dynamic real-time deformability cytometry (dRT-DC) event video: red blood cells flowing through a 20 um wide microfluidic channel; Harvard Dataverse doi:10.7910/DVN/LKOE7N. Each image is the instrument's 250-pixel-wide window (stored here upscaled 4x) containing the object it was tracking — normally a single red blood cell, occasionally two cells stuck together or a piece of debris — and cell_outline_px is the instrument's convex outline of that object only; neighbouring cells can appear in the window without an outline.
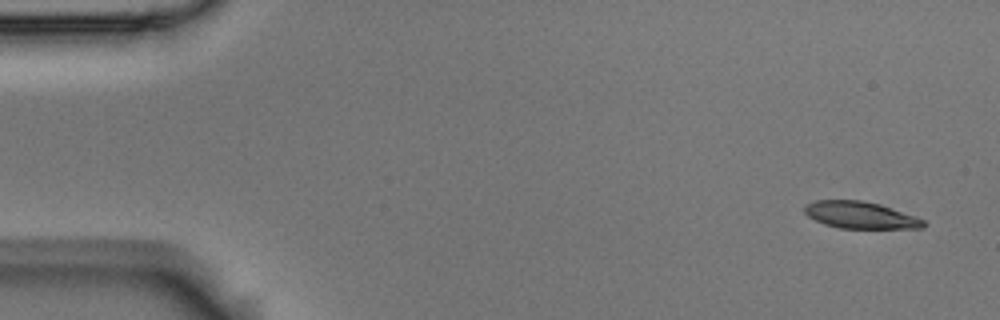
{"species": "Egyptian fruit bat (a non-hibernating species)", "species_latin": "Rousettus aegyptiacus", "temperature_condition": "room temperature", "stored_images_in_passage": 5, "camera_frame_rate_fps": 3000, "um_per_image_px": 0.085, "animal": {"sex": "male"}, "frame": {"image": 1, "passage_image": 1, "time_ms": 0.0, "image_size_px": [1000, 320], "cell_outline_px": [[928, 224], [924, 228], [840, 228], [824, 224], [808, 216], [804, 212], [804, 204], [816, 200], [860, 200], [880, 204], [924, 220]], "centroid_in_image_um": [73.11, 18.28], "position_along_channel_um": 11.9, "area_um2": 18.55}}
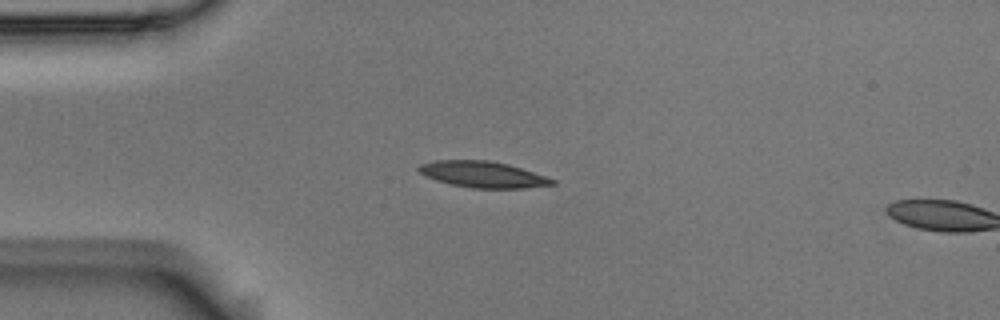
{"frame": {"image": 2, "passage_image": 4, "time_ms": 1.0, "image_size_px": [1000, 320], "cell_outline_px": [[556, 184], [524, 188], [472, 188], [452, 184], [436, 180], [424, 176], [416, 168], [420, 164], [436, 160], [488, 160], [508, 164], [556, 180]], "centroid_in_image_um": [41.01, 14.82], "position_along_channel_um": 44.0, "area_um2": 20.23}}